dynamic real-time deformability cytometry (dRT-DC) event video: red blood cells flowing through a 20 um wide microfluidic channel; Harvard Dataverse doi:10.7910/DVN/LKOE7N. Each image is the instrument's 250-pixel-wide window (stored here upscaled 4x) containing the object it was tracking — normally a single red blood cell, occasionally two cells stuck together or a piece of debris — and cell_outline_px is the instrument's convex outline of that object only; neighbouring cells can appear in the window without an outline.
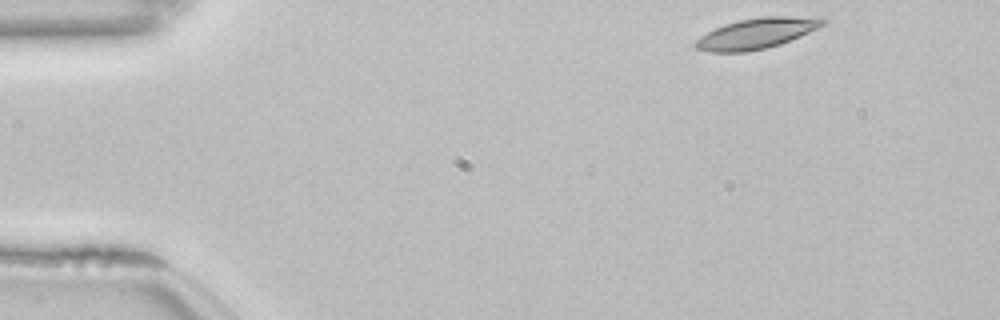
{"species": "common noctule bat (a hibernating species)", "species_latin": "Nyctalus noctula", "temperature_condition": "room temperature", "stored_images_in_passage": 48, "camera_frame_rate_fps": 3000, "um_per_image_px": 0.085, "animal": {"sex": "female", "body_mass_g": 22.7, "forearm_length_mm": 54.2}, "frame": {"image": 1, "passage_image": 1, "time_ms": 0.0, "image_size_px": [1000, 320], "cell_outline_px": [[828, 20], [824, 24], [800, 36], [780, 44], [748, 52], [708, 52], [696, 48], [692, 44], [700, 36], [724, 24], [740, 20], [764, 16], [824, 16]], "centroid_in_image_um": [64.34, 2.82], "position_along_channel_um": 20.7, "area_um2": 22.77}}
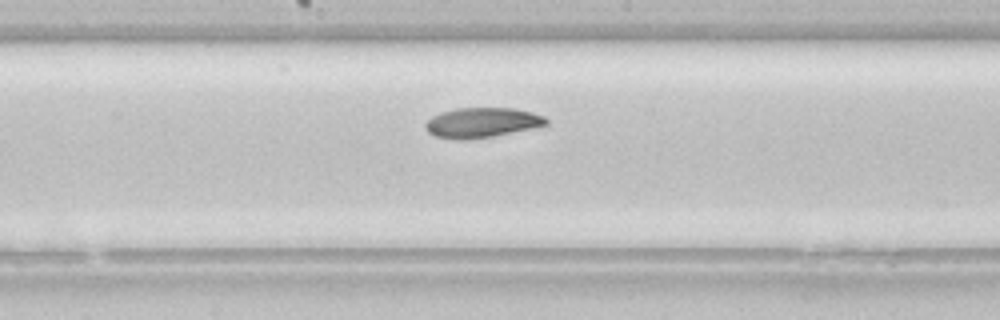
{"frame": {"image": 2, "passage_image": 23, "time_ms": 7.333, "image_size_px": [1000, 320], "cell_outline_px": [[548, 124], [532, 128], [492, 136], [468, 140], [456, 140], [436, 136], [428, 132], [424, 128], [424, 124], [432, 116], [440, 112], [456, 108], [516, 108], [532, 112], [544, 116], [548, 120]], "centroid_in_image_um": [40.94, 10.42], "position_along_channel_um": 207.3, "area_um2": 21.15}}
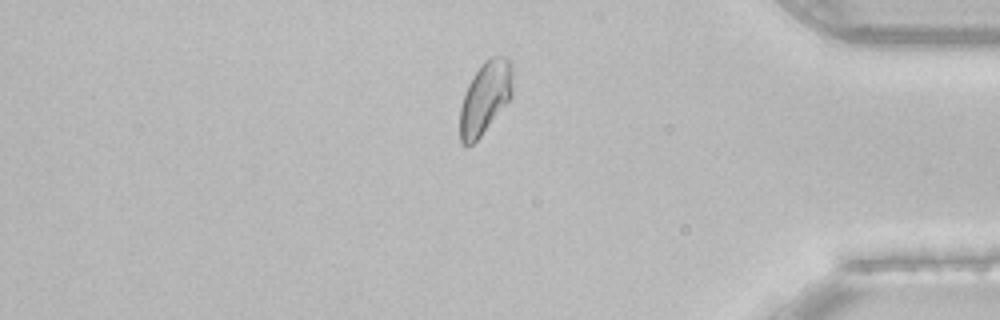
{"frame": {"image": 3, "passage_image": 40, "time_ms": 13.0, "image_size_px": [1000, 320], "cell_outline_px": [[512, 96], [480, 136], [472, 144], [460, 144], [460, 108], [464, 92], [472, 76], [484, 60], [492, 56], [504, 56], [512, 60]], "centroid_in_image_um": [41.23, 8.25], "position_along_channel_um": 394.0, "area_um2": 22.2}, "authors_computed_cell_mechanics": {"area_um2": 21.9062, "velocity_mm_per_s": 3.8108, "shape_relaxation_time_tau1_ms": 7.5866, "shape_relaxation_time_tau2_ms": null, "deformation_change_tau1": 0.1722, "deformation_change_tau2": null}}